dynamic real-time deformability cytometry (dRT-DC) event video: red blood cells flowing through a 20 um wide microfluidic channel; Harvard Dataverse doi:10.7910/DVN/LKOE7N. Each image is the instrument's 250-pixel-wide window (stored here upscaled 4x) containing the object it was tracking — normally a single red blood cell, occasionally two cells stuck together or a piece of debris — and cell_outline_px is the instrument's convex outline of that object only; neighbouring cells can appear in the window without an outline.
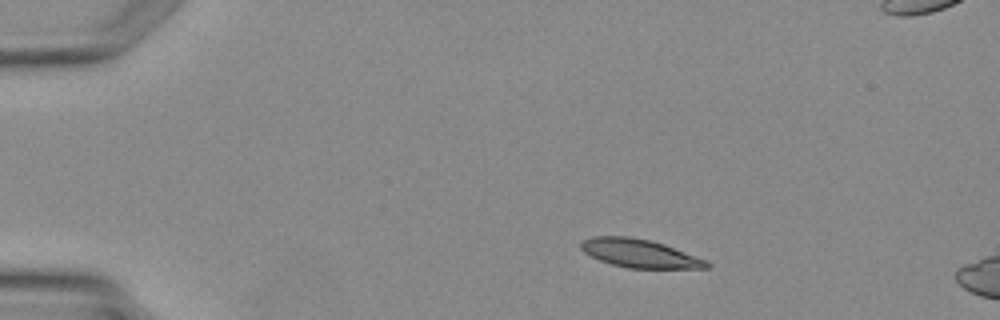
{"species": "Egyptian fruit bat (a non-hibernating species)", "species_latin": "Rousettus aegyptiacus", "temperature_condition": "warm", "stored_images_in_passage": 3, "camera_frame_rate_fps": 3000, "um_per_image_px": 0.085, "animal": {"sex": "female"}, "frame": {"image": 1, "passage_image": 1, "time_ms": 0.0, "image_size_px": [1000, 320], "cell_outline_px": [[712, 264], [708, 268], [628, 268], [612, 264], [600, 260], [584, 252], [580, 248], [580, 244], [584, 240], [592, 236], [628, 236], [648, 240], [664, 244], [708, 260]], "centroid_in_image_um": [54.4, 21.54], "position_along_channel_um": 30.6, "area_um2": 20.69}}